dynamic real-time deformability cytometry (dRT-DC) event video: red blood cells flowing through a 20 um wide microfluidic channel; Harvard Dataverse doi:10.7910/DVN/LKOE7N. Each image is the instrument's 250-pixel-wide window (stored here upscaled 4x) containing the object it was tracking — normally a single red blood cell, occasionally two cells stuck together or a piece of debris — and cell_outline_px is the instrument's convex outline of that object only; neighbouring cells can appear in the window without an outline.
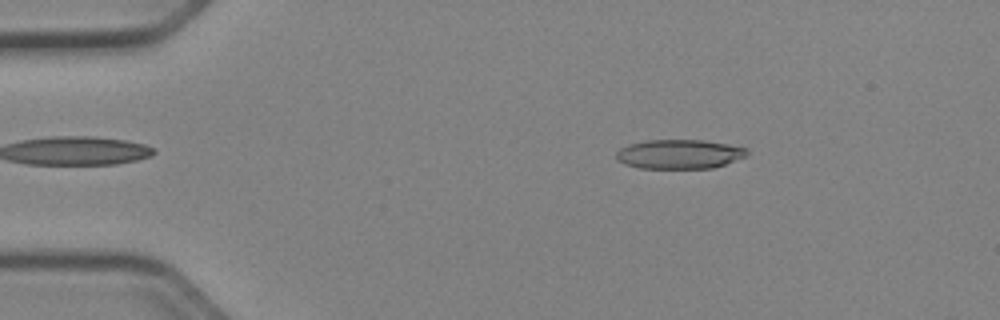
{"species": "Egyptian fruit bat (a non-hibernating species)", "species_latin": "Rousettus aegyptiacus", "temperature_condition": "cold", "stored_images_in_passage": 44, "camera_frame_rate_fps": 3000, "um_per_image_px": 0.085, "animal": {"sex": "female"}, "frame": {"image": 1, "passage_image": 1, "time_ms": 0.0, "image_size_px": [1000, 320], "cell_outline_px": [[748, 156], [712, 168], [640, 168], [624, 164], [616, 160], [616, 152], [620, 148], [628, 144], [644, 140], [704, 140], [728, 144], [748, 148]], "centroid_in_image_um": [57.73, 13.09], "position_along_channel_um": 27.3, "area_um2": 22.48}}
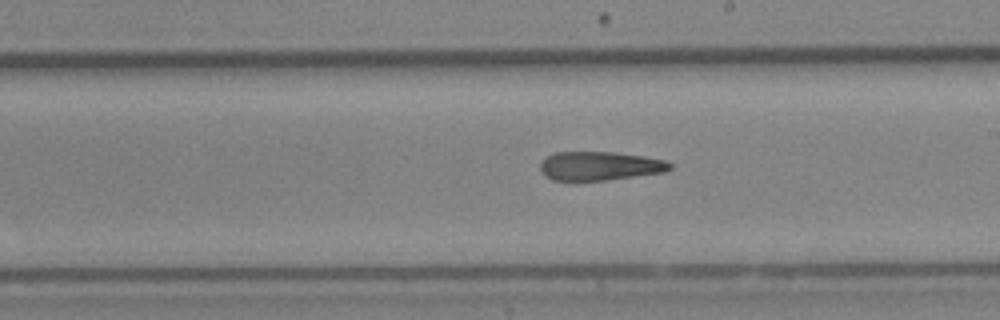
{"frame": {"image": 2, "passage_image": 22, "time_ms": 7.0, "image_size_px": [1000, 320], "cell_outline_px": [[672, 168], [664, 172], [604, 180], [552, 180], [544, 176], [540, 172], [540, 164], [548, 156], [556, 152], [612, 152], [644, 156], [664, 160], [672, 164]], "centroid_in_image_um": [50.96, 14.1], "position_along_channel_um": 238.0, "area_um2": 21.62}}
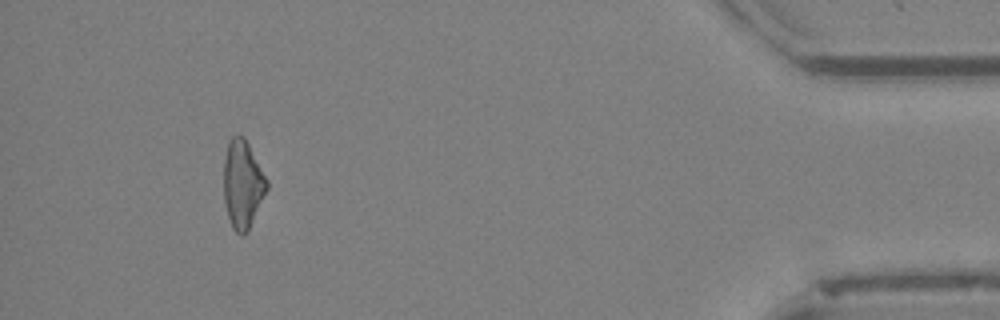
{"frame": {"image": 3, "passage_image": 40, "time_ms": 13.0, "image_size_px": [1000, 320], "cell_outline_px": [[268, 188], [248, 232], [244, 236], [240, 236], [232, 228], [224, 204], [224, 160], [228, 140], [232, 136], [244, 136], [268, 180]], "centroid_in_image_um": [20.62, 15.69], "position_along_channel_um": 414.6, "area_um2": 22.31}, "authors_computed_cell_mechanics": {"area_um2": 22.831, "velocity_mm_per_s": 3.9777, "shape_relaxation_time_tau1_ms": null, "shape_relaxation_time_tau2_ms": 9.7791, "deformation_change_tau1": null, "deformation_change_tau2": 0.2777}}